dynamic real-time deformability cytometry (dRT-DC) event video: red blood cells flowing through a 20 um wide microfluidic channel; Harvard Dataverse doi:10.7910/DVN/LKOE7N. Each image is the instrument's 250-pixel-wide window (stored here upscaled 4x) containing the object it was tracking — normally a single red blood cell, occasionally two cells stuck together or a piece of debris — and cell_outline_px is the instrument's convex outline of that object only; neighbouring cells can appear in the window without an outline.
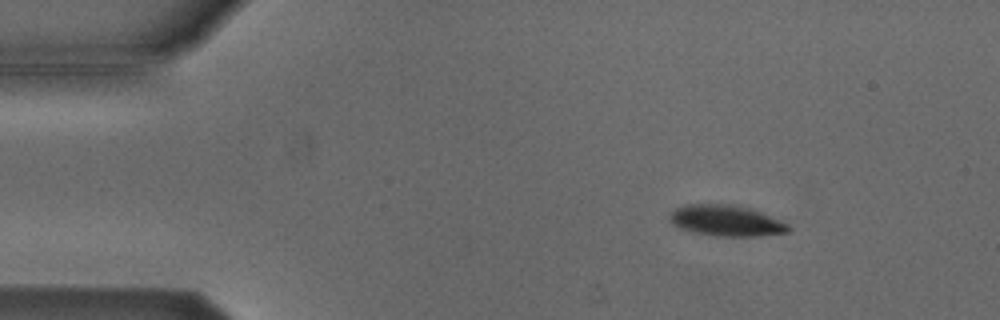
{"species": "Egyptian fruit bat (a non-hibernating species)", "species_latin": "Rousettus aegyptiacus", "temperature_condition": "cold", "stored_images_in_passage": 8, "camera_frame_rate_fps": 3000, "um_per_image_px": 0.085, "animal": {"sex": "male"}, "frame": {"image": 1, "passage_image": 1, "time_ms": 0.0, "image_size_px": [1000, 320], "cell_outline_px": [[792, 228], [788, 232], [760, 236], [716, 236], [696, 232], [680, 228], [672, 224], [668, 220], [668, 216], [676, 208], [688, 204], [728, 204], [748, 208], [788, 224]], "centroid_in_image_um": [61.69, 18.76], "position_along_channel_um": 23.3, "area_um2": 21.1}}